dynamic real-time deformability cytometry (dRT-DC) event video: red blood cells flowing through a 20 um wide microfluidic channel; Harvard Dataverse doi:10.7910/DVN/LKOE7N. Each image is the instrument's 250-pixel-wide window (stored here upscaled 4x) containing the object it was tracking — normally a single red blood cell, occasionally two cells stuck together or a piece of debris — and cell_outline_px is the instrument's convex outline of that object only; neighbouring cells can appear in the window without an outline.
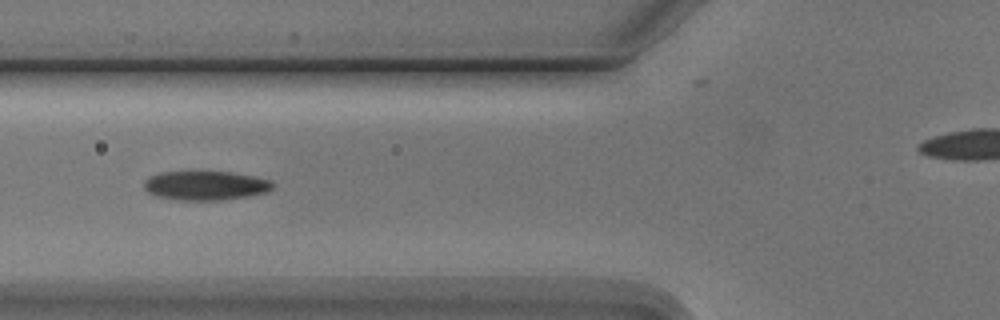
{"species": "Egyptian fruit bat (a non-hibernating species)", "species_latin": "Rousettus aegyptiacus", "temperature_condition": "cold", "stored_images_in_passage": 6, "segment_of_instrument_passage": [1, 2], "camera_frame_rate_fps": 3000, "um_per_image_px": 0.085, "animal": {"sex": "male"}, "frame": {"image": 1, "passage_image": 5, "time_ms": 4.667, "image_size_px": [1000, 320], "cell_outline_px": [[276, 184], [268, 192], [248, 196], [220, 200], [180, 200], [156, 196], [148, 192], [144, 188], [144, 180], [148, 176], [160, 172], [232, 172], [272, 180]], "centroid_in_image_um": [17.48, 15.77], "position_along_channel_um": 108.3, "area_um2": 21.96}}